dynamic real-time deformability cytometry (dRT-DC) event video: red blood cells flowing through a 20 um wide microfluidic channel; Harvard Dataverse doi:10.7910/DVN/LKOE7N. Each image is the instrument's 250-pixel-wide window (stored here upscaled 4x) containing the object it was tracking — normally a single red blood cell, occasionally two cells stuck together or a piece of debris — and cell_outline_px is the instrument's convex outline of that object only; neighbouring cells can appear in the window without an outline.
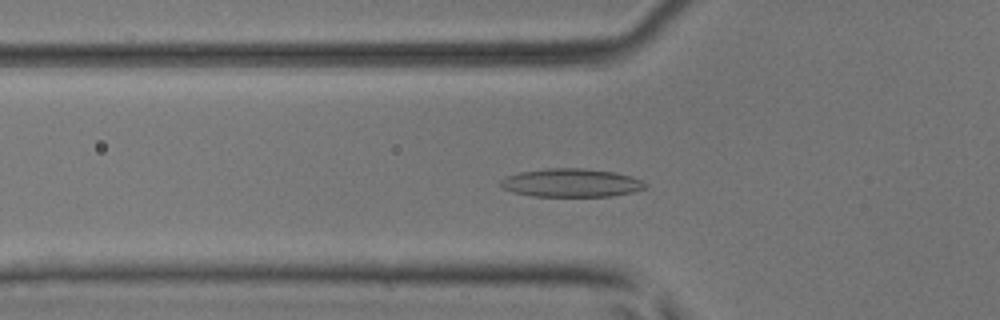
{"species": "common noctule bat (a hibernating species)", "species_latin": "Nyctalus noctula", "temperature_condition": "room temperature", "stored_images_in_passage": 51, "camera_frame_rate_fps": 3000, "um_per_image_px": 0.085, "animal": {"sex": "male", "body_mass_g": 17.9, "forearm_length_mm": 54.2}, "frame": {"image": 1, "passage_image": 18, "time_ms": 5.667, "image_size_px": [1000, 320], "cell_outline_px": [[648, 188], [632, 192], [612, 196], [532, 196], [512, 192], [504, 188], [500, 184], [500, 180], [508, 176], [520, 172], [548, 168], [584, 168], [616, 172], [632, 176], [648, 184]], "centroid_in_image_um": [48.6, 15.54], "position_along_channel_um": 77.2, "area_um2": 23.99}}
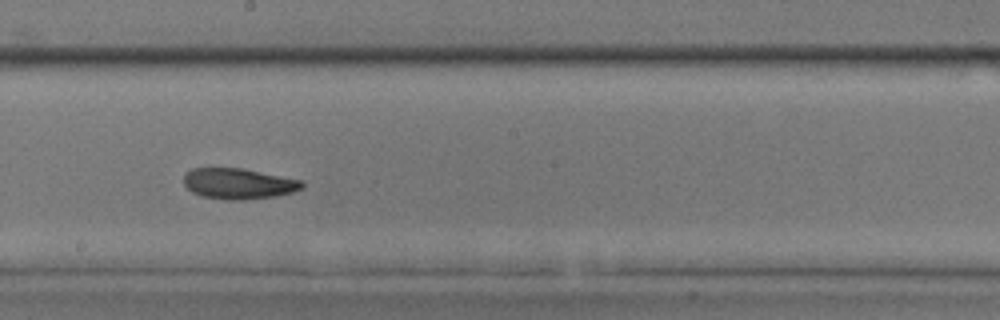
{"frame": {"image": 2, "passage_image": 29, "time_ms": 9.333, "image_size_px": [1000, 320], "cell_outline_px": [[304, 188], [292, 192], [276, 196], [244, 200], [228, 200], [200, 196], [192, 192], [184, 184], [184, 176], [192, 168], [244, 168], [304, 180]], "centroid_in_image_um": [20.32, 15.61], "position_along_channel_um": 227.9, "area_um2": 21.44}}
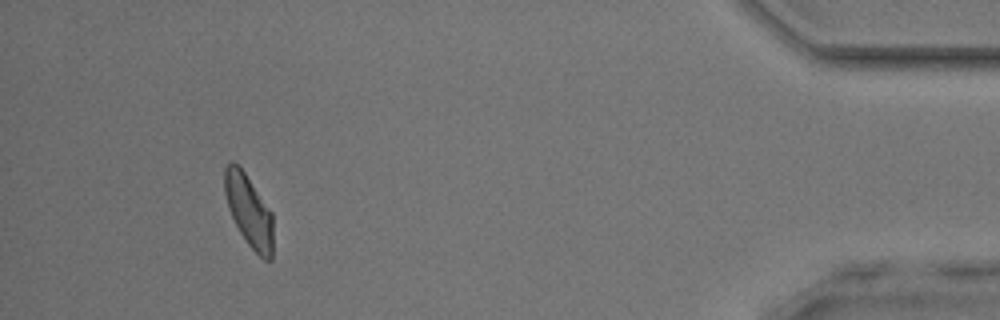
{"frame": {"image": 3, "passage_image": 47, "time_ms": 15.333, "image_size_px": [1000, 320], "cell_outline_px": [[272, 260], [264, 260], [248, 244], [240, 232], [228, 208], [224, 192], [224, 168], [232, 160], [244, 172], [272, 212]], "centroid_in_image_um": [21.14, 17.91], "position_along_channel_um": 414.1, "area_um2": 20.06}, "authors_computed_cell_mechanics": {"area_um2": 21.6172, "velocity_mm_per_s": 4.1283, "shape_relaxation_time_tau1_ms": 6.3452, "shape_relaxation_time_tau2_ms": 2.8469, "deformation_change_tau1": 0.1573, "deformation_change_tau2": 0.0873}}